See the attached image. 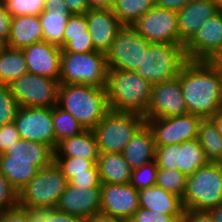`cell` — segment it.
Returning <instances> with one entry per match:
<instances>
[{
	"label": "cell",
	"instance_id": "obj_59",
	"mask_svg": "<svg viewBox=\"0 0 222 222\" xmlns=\"http://www.w3.org/2000/svg\"><path fill=\"white\" fill-rule=\"evenodd\" d=\"M7 1H10V0H0V3L5 4Z\"/></svg>",
	"mask_w": 222,
	"mask_h": 222
},
{
	"label": "cell",
	"instance_id": "obj_18",
	"mask_svg": "<svg viewBox=\"0 0 222 222\" xmlns=\"http://www.w3.org/2000/svg\"><path fill=\"white\" fill-rule=\"evenodd\" d=\"M56 209L85 220L101 210V187H76L67 184Z\"/></svg>",
	"mask_w": 222,
	"mask_h": 222
},
{
	"label": "cell",
	"instance_id": "obj_20",
	"mask_svg": "<svg viewBox=\"0 0 222 222\" xmlns=\"http://www.w3.org/2000/svg\"><path fill=\"white\" fill-rule=\"evenodd\" d=\"M85 15L95 50L106 55L123 24L111 9H89Z\"/></svg>",
	"mask_w": 222,
	"mask_h": 222
},
{
	"label": "cell",
	"instance_id": "obj_2",
	"mask_svg": "<svg viewBox=\"0 0 222 222\" xmlns=\"http://www.w3.org/2000/svg\"><path fill=\"white\" fill-rule=\"evenodd\" d=\"M57 106L85 130H93L110 111L106 88L83 84H59Z\"/></svg>",
	"mask_w": 222,
	"mask_h": 222
},
{
	"label": "cell",
	"instance_id": "obj_53",
	"mask_svg": "<svg viewBox=\"0 0 222 222\" xmlns=\"http://www.w3.org/2000/svg\"><path fill=\"white\" fill-rule=\"evenodd\" d=\"M90 9H111L114 0H86Z\"/></svg>",
	"mask_w": 222,
	"mask_h": 222
},
{
	"label": "cell",
	"instance_id": "obj_7",
	"mask_svg": "<svg viewBox=\"0 0 222 222\" xmlns=\"http://www.w3.org/2000/svg\"><path fill=\"white\" fill-rule=\"evenodd\" d=\"M146 123L135 113L110 110L92 130L100 153H122L134 134Z\"/></svg>",
	"mask_w": 222,
	"mask_h": 222
},
{
	"label": "cell",
	"instance_id": "obj_54",
	"mask_svg": "<svg viewBox=\"0 0 222 222\" xmlns=\"http://www.w3.org/2000/svg\"><path fill=\"white\" fill-rule=\"evenodd\" d=\"M208 62L222 75V49Z\"/></svg>",
	"mask_w": 222,
	"mask_h": 222
},
{
	"label": "cell",
	"instance_id": "obj_46",
	"mask_svg": "<svg viewBox=\"0 0 222 222\" xmlns=\"http://www.w3.org/2000/svg\"><path fill=\"white\" fill-rule=\"evenodd\" d=\"M0 222H30L26 211L17 206L14 209H9L0 212Z\"/></svg>",
	"mask_w": 222,
	"mask_h": 222
},
{
	"label": "cell",
	"instance_id": "obj_38",
	"mask_svg": "<svg viewBox=\"0 0 222 222\" xmlns=\"http://www.w3.org/2000/svg\"><path fill=\"white\" fill-rule=\"evenodd\" d=\"M56 164L60 167L69 181L75 174L87 173L95 164L91 160L79 157H55Z\"/></svg>",
	"mask_w": 222,
	"mask_h": 222
},
{
	"label": "cell",
	"instance_id": "obj_55",
	"mask_svg": "<svg viewBox=\"0 0 222 222\" xmlns=\"http://www.w3.org/2000/svg\"><path fill=\"white\" fill-rule=\"evenodd\" d=\"M213 222H222V204L208 210Z\"/></svg>",
	"mask_w": 222,
	"mask_h": 222
},
{
	"label": "cell",
	"instance_id": "obj_21",
	"mask_svg": "<svg viewBox=\"0 0 222 222\" xmlns=\"http://www.w3.org/2000/svg\"><path fill=\"white\" fill-rule=\"evenodd\" d=\"M219 11L214 0H190L177 12L180 42L185 45L204 22Z\"/></svg>",
	"mask_w": 222,
	"mask_h": 222
},
{
	"label": "cell",
	"instance_id": "obj_37",
	"mask_svg": "<svg viewBox=\"0 0 222 222\" xmlns=\"http://www.w3.org/2000/svg\"><path fill=\"white\" fill-rule=\"evenodd\" d=\"M46 0H10L5 3L6 10L12 17L40 15Z\"/></svg>",
	"mask_w": 222,
	"mask_h": 222
},
{
	"label": "cell",
	"instance_id": "obj_4",
	"mask_svg": "<svg viewBox=\"0 0 222 222\" xmlns=\"http://www.w3.org/2000/svg\"><path fill=\"white\" fill-rule=\"evenodd\" d=\"M187 61L183 44L150 43L136 73L154 85L178 77Z\"/></svg>",
	"mask_w": 222,
	"mask_h": 222
},
{
	"label": "cell",
	"instance_id": "obj_17",
	"mask_svg": "<svg viewBox=\"0 0 222 222\" xmlns=\"http://www.w3.org/2000/svg\"><path fill=\"white\" fill-rule=\"evenodd\" d=\"M139 208V191L130 183L101 184L100 213L129 221Z\"/></svg>",
	"mask_w": 222,
	"mask_h": 222
},
{
	"label": "cell",
	"instance_id": "obj_44",
	"mask_svg": "<svg viewBox=\"0 0 222 222\" xmlns=\"http://www.w3.org/2000/svg\"><path fill=\"white\" fill-rule=\"evenodd\" d=\"M21 139L15 123L0 127V154H3L11 145Z\"/></svg>",
	"mask_w": 222,
	"mask_h": 222
},
{
	"label": "cell",
	"instance_id": "obj_31",
	"mask_svg": "<svg viewBox=\"0 0 222 222\" xmlns=\"http://www.w3.org/2000/svg\"><path fill=\"white\" fill-rule=\"evenodd\" d=\"M197 140L208 162L218 163L222 159V135L210 118H203L199 123Z\"/></svg>",
	"mask_w": 222,
	"mask_h": 222
},
{
	"label": "cell",
	"instance_id": "obj_33",
	"mask_svg": "<svg viewBox=\"0 0 222 222\" xmlns=\"http://www.w3.org/2000/svg\"><path fill=\"white\" fill-rule=\"evenodd\" d=\"M52 119L57 144L69 137L81 134L85 129L70 113L59 108L52 107Z\"/></svg>",
	"mask_w": 222,
	"mask_h": 222
},
{
	"label": "cell",
	"instance_id": "obj_16",
	"mask_svg": "<svg viewBox=\"0 0 222 222\" xmlns=\"http://www.w3.org/2000/svg\"><path fill=\"white\" fill-rule=\"evenodd\" d=\"M222 49V10L208 18L184 45L187 60L209 61Z\"/></svg>",
	"mask_w": 222,
	"mask_h": 222
},
{
	"label": "cell",
	"instance_id": "obj_28",
	"mask_svg": "<svg viewBox=\"0 0 222 222\" xmlns=\"http://www.w3.org/2000/svg\"><path fill=\"white\" fill-rule=\"evenodd\" d=\"M97 166L101 184L130 183L133 169L122 153H100Z\"/></svg>",
	"mask_w": 222,
	"mask_h": 222
},
{
	"label": "cell",
	"instance_id": "obj_27",
	"mask_svg": "<svg viewBox=\"0 0 222 222\" xmlns=\"http://www.w3.org/2000/svg\"><path fill=\"white\" fill-rule=\"evenodd\" d=\"M99 149L92 130H84L81 134L60 141L55 148V157H79L97 164Z\"/></svg>",
	"mask_w": 222,
	"mask_h": 222
},
{
	"label": "cell",
	"instance_id": "obj_32",
	"mask_svg": "<svg viewBox=\"0 0 222 222\" xmlns=\"http://www.w3.org/2000/svg\"><path fill=\"white\" fill-rule=\"evenodd\" d=\"M155 6V0H114L112 12L123 25H132Z\"/></svg>",
	"mask_w": 222,
	"mask_h": 222
},
{
	"label": "cell",
	"instance_id": "obj_11",
	"mask_svg": "<svg viewBox=\"0 0 222 222\" xmlns=\"http://www.w3.org/2000/svg\"><path fill=\"white\" fill-rule=\"evenodd\" d=\"M155 161L158 168L178 169L187 177L208 163L197 138L181 144L156 147Z\"/></svg>",
	"mask_w": 222,
	"mask_h": 222
},
{
	"label": "cell",
	"instance_id": "obj_24",
	"mask_svg": "<svg viewBox=\"0 0 222 222\" xmlns=\"http://www.w3.org/2000/svg\"><path fill=\"white\" fill-rule=\"evenodd\" d=\"M156 144L152 130L145 123L124 148L122 155L132 169L155 160Z\"/></svg>",
	"mask_w": 222,
	"mask_h": 222
},
{
	"label": "cell",
	"instance_id": "obj_58",
	"mask_svg": "<svg viewBox=\"0 0 222 222\" xmlns=\"http://www.w3.org/2000/svg\"><path fill=\"white\" fill-rule=\"evenodd\" d=\"M218 5L219 9L222 10V0H214Z\"/></svg>",
	"mask_w": 222,
	"mask_h": 222
},
{
	"label": "cell",
	"instance_id": "obj_15",
	"mask_svg": "<svg viewBox=\"0 0 222 222\" xmlns=\"http://www.w3.org/2000/svg\"><path fill=\"white\" fill-rule=\"evenodd\" d=\"M187 113L179 77L152 86L145 119L168 118Z\"/></svg>",
	"mask_w": 222,
	"mask_h": 222
},
{
	"label": "cell",
	"instance_id": "obj_26",
	"mask_svg": "<svg viewBox=\"0 0 222 222\" xmlns=\"http://www.w3.org/2000/svg\"><path fill=\"white\" fill-rule=\"evenodd\" d=\"M4 154L9 161H34L38 169L51 165L55 160V150L40 142L19 139Z\"/></svg>",
	"mask_w": 222,
	"mask_h": 222
},
{
	"label": "cell",
	"instance_id": "obj_47",
	"mask_svg": "<svg viewBox=\"0 0 222 222\" xmlns=\"http://www.w3.org/2000/svg\"><path fill=\"white\" fill-rule=\"evenodd\" d=\"M12 16L6 10L5 4L0 3V38L7 42L10 27H11Z\"/></svg>",
	"mask_w": 222,
	"mask_h": 222
},
{
	"label": "cell",
	"instance_id": "obj_12",
	"mask_svg": "<svg viewBox=\"0 0 222 222\" xmlns=\"http://www.w3.org/2000/svg\"><path fill=\"white\" fill-rule=\"evenodd\" d=\"M131 26L150 43L182 44L175 11L154 6Z\"/></svg>",
	"mask_w": 222,
	"mask_h": 222
},
{
	"label": "cell",
	"instance_id": "obj_41",
	"mask_svg": "<svg viewBox=\"0 0 222 222\" xmlns=\"http://www.w3.org/2000/svg\"><path fill=\"white\" fill-rule=\"evenodd\" d=\"M68 184L76 187H101L97 164H95L91 169L87 170V173L75 174L68 181Z\"/></svg>",
	"mask_w": 222,
	"mask_h": 222
},
{
	"label": "cell",
	"instance_id": "obj_13",
	"mask_svg": "<svg viewBox=\"0 0 222 222\" xmlns=\"http://www.w3.org/2000/svg\"><path fill=\"white\" fill-rule=\"evenodd\" d=\"M202 119L201 116L187 113L168 118L145 119V121L152 130L156 147H161L196 139Z\"/></svg>",
	"mask_w": 222,
	"mask_h": 222
},
{
	"label": "cell",
	"instance_id": "obj_56",
	"mask_svg": "<svg viewBox=\"0 0 222 222\" xmlns=\"http://www.w3.org/2000/svg\"><path fill=\"white\" fill-rule=\"evenodd\" d=\"M210 119L214 122L217 131L222 135V109L214 116H211Z\"/></svg>",
	"mask_w": 222,
	"mask_h": 222
},
{
	"label": "cell",
	"instance_id": "obj_30",
	"mask_svg": "<svg viewBox=\"0 0 222 222\" xmlns=\"http://www.w3.org/2000/svg\"><path fill=\"white\" fill-rule=\"evenodd\" d=\"M28 72L22 49L5 47L0 54V85H9Z\"/></svg>",
	"mask_w": 222,
	"mask_h": 222
},
{
	"label": "cell",
	"instance_id": "obj_19",
	"mask_svg": "<svg viewBox=\"0 0 222 222\" xmlns=\"http://www.w3.org/2000/svg\"><path fill=\"white\" fill-rule=\"evenodd\" d=\"M29 73L59 82L62 49L46 41L36 42L22 49Z\"/></svg>",
	"mask_w": 222,
	"mask_h": 222
},
{
	"label": "cell",
	"instance_id": "obj_3",
	"mask_svg": "<svg viewBox=\"0 0 222 222\" xmlns=\"http://www.w3.org/2000/svg\"><path fill=\"white\" fill-rule=\"evenodd\" d=\"M152 86L136 72L108 69L105 88L110 110L144 117Z\"/></svg>",
	"mask_w": 222,
	"mask_h": 222
},
{
	"label": "cell",
	"instance_id": "obj_57",
	"mask_svg": "<svg viewBox=\"0 0 222 222\" xmlns=\"http://www.w3.org/2000/svg\"><path fill=\"white\" fill-rule=\"evenodd\" d=\"M5 47H6V42L0 38V54L2 53Z\"/></svg>",
	"mask_w": 222,
	"mask_h": 222
},
{
	"label": "cell",
	"instance_id": "obj_39",
	"mask_svg": "<svg viewBox=\"0 0 222 222\" xmlns=\"http://www.w3.org/2000/svg\"><path fill=\"white\" fill-rule=\"evenodd\" d=\"M88 36V24L85 14H72L64 29L63 47L70 41V37Z\"/></svg>",
	"mask_w": 222,
	"mask_h": 222
},
{
	"label": "cell",
	"instance_id": "obj_23",
	"mask_svg": "<svg viewBox=\"0 0 222 222\" xmlns=\"http://www.w3.org/2000/svg\"><path fill=\"white\" fill-rule=\"evenodd\" d=\"M139 202L141 208L173 215L182 222L184 208L181 198L157 185L139 190Z\"/></svg>",
	"mask_w": 222,
	"mask_h": 222
},
{
	"label": "cell",
	"instance_id": "obj_14",
	"mask_svg": "<svg viewBox=\"0 0 222 222\" xmlns=\"http://www.w3.org/2000/svg\"><path fill=\"white\" fill-rule=\"evenodd\" d=\"M21 139L56 148L52 108L19 107L14 121Z\"/></svg>",
	"mask_w": 222,
	"mask_h": 222
},
{
	"label": "cell",
	"instance_id": "obj_5",
	"mask_svg": "<svg viewBox=\"0 0 222 222\" xmlns=\"http://www.w3.org/2000/svg\"><path fill=\"white\" fill-rule=\"evenodd\" d=\"M107 74L106 55L101 52H62L59 84L106 87Z\"/></svg>",
	"mask_w": 222,
	"mask_h": 222
},
{
	"label": "cell",
	"instance_id": "obj_8",
	"mask_svg": "<svg viewBox=\"0 0 222 222\" xmlns=\"http://www.w3.org/2000/svg\"><path fill=\"white\" fill-rule=\"evenodd\" d=\"M68 180L54 161L39 169L37 175L18 192L19 207H56Z\"/></svg>",
	"mask_w": 222,
	"mask_h": 222
},
{
	"label": "cell",
	"instance_id": "obj_42",
	"mask_svg": "<svg viewBox=\"0 0 222 222\" xmlns=\"http://www.w3.org/2000/svg\"><path fill=\"white\" fill-rule=\"evenodd\" d=\"M128 222H180L175 216L139 208Z\"/></svg>",
	"mask_w": 222,
	"mask_h": 222
},
{
	"label": "cell",
	"instance_id": "obj_51",
	"mask_svg": "<svg viewBox=\"0 0 222 222\" xmlns=\"http://www.w3.org/2000/svg\"><path fill=\"white\" fill-rule=\"evenodd\" d=\"M48 222H86V220L79 216L56 210L52 217L48 219Z\"/></svg>",
	"mask_w": 222,
	"mask_h": 222
},
{
	"label": "cell",
	"instance_id": "obj_60",
	"mask_svg": "<svg viewBox=\"0 0 222 222\" xmlns=\"http://www.w3.org/2000/svg\"><path fill=\"white\" fill-rule=\"evenodd\" d=\"M221 166V169H222V159L218 162Z\"/></svg>",
	"mask_w": 222,
	"mask_h": 222
},
{
	"label": "cell",
	"instance_id": "obj_49",
	"mask_svg": "<svg viewBox=\"0 0 222 222\" xmlns=\"http://www.w3.org/2000/svg\"><path fill=\"white\" fill-rule=\"evenodd\" d=\"M190 0H155V6L179 12Z\"/></svg>",
	"mask_w": 222,
	"mask_h": 222
},
{
	"label": "cell",
	"instance_id": "obj_34",
	"mask_svg": "<svg viewBox=\"0 0 222 222\" xmlns=\"http://www.w3.org/2000/svg\"><path fill=\"white\" fill-rule=\"evenodd\" d=\"M187 178L188 177L178 169L168 170L159 168L155 185L182 199L186 189Z\"/></svg>",
	"mask_w": 222,
	"mask_h": 222
},
{
	"label": "cell",
	"instance_id": "obj_6",
	"mask_svg": "<svg viewBox=\"0 0 222 222\" xmlns=\"http://www.w3.org/2000/svg\"><path fill=\"white\" fill-rule=\"evenodd\" d=\"M184 209L208 211L222 204V169L219 163L208 162L188 176L181 199Z\"/></svg>",
	"mask_w": 222,
	"mask_h": 222
},
{
	"label": "cell",
	"instance_id": "obj_36",
	"mask_svg": "<svg viewBox=\"0 0 222 222\" xmlns=\"http://www.w3.org/2000/svg\"><path fill=\"white\" fill-rule=\"evenodd\" d=\"M158 166L156 161L147 163L132 170L130 184L138 191L156 184Z\"/></svg>",
	"mask_w": 222,
	"mask_h": 222
},
{
	"label": "cell",
	"instance_id": "obj_25",
	"mask_svg": "<svg viewBox=\"0 0 222 222\" xmlns=\"http://www.w3.org/2000/svg\"><path fill=\"white\" fill-rule=\"evenodd\" d=\"M39 41H43L39 15L12 17L7 47L23 49Z\"/></svg>",
	"mask_w": 222,
	"mask_h": 222
},
{
	"label": "cell",
	"instance_id": "obj_52",
	"mask_svg": "<svg viewBox=\"0 0 222 222\" xmlns=\"http://www.w3.org/2000/svg\"><path fill=\"white\" fill-rule=\"evenodd\" d=\"M86 222H128L119 218H115L103 213L94 214L86 220Z\"/></svg>",
	"mask_w": 222,
	"mask_h": 222
},
{
	"label": "cell",
	"instance_id": "obj_1",
	"mask_svg": "<svg viewBox=\"0 0 222 222\" xmlns=\"http://www.w3.org/2000/svg\"><path fill=\"white\" fill-rule=\"evenodd\" d=\"M178 77L188 113L210 118L222 109V75L208 61L188 60Z\"/></svg>",
	"mask_w": 222,
	"mask_h": 222
},
{
	"label": "cell",
	"instance_id": "obj_43",
	"mask_svg": "<svg viewBox=\"0 0 222 222\" xmlns=\"http://www.w3.org/2000/svg\"><path fill=\"white\" fill-rule=\"evenodd\" d=\"M96 51L88 31V36L70 37V41L62 48V52L87 53Z\"/></svg>",
	"mask_w": 222,
	"mask_h": 222
},
{
	"label": "cell",
	"instance_id": "obj_22",
	"mask_svg": "<svg viewBox=\"0 0 222 222\" xmlns=\"http://www.w3.org/2000/svg\"><path fill=\"white\" fill-rule=\"evenodd\" d=\"M63 0H46L43 12L39 15L43 29V41L63 48L64 29L71 16Z\"/></svg>",
	"mask_w": 222,
	"mask_h": 222
},
{
	"label": "cell",
	"instance_id": "obj_9",
	"mask_svg": "<svg viewBox=\"0 0 222 222\" xmlns=\"http://www.w3.org/2000/svg\"><path fill=\"white\" fill-rule=\"evenodd\" d=\"M9 87L20 107L52 108L57 105V80L27 72Z\"/></svg>",
	"mask_w": 222,
	"mask_h": 222
},
{
	"label": "cell",
	"instance_id": "obj_29",
	"mask_svg": "<svg viewBox=\"0 0 222 222\" xmlns=\"http://www.w3.org/2000/svg\"><path fill=\"white\" fill-rule=\"evenodd\" d=\"M0 170L18 192L39 171L34 165V161H9V157L4 153L0 154Z\"/></svg>",
	"mask_w": 222,
	"mask_h": 222
},
{
	"label": "cell",
	"instance_id": "obj_40",
	"mask_svg": "<svg viewBox=\"0 0 222 222\" xmlns=\"http://www.w3.org/2000/svg\"><path fill=\"white\" fill-rule=\"evenodd\" d=\"M18 206V191L9 183L0 170V212Z\"/></svg>",
	"mask_w": 222,
	"mask_h": 222
},
{
	"label": "cell",
	"instance_id": "obj_45",
	"mask_svg": "<svg viewBox=\"0 0 222 222\" xmlns=\"http://www.w3.org/2000/svg\"><path fill=\"white\" fill-rule=\"evenodd\" d=\"M30 222H48L57 210L56 207H22Z\"/></svg>",
	"mask_w": 222,
	"mask_h": 222
},
{
	"label": "cell",
	"instance_id": "obj_48",
	"mask_svg": "<svg viewBox=\"0 0 222 222\" xmlns=\"http://www.w3.org/2000/svg\"><path fill=\"white\" fill-rule=\"evenodd\" d=\"M182 222H213L208 211L184 209Z\"/></svg>",
	"mask_w": 222,
	"mask_h": 222
},
{
	"label": "cell",
	"instance_id": "obj_10",
	"mask_svg": "<svg viewBox=\"0 0 222 222\" xmlns=\"http://www.w3.org/2000/svg\"><path fill=\"white\" fill-rule=\"evenodd\" d=\"M149 45L132 26L123 25L106 54L108 69L136 72Z\"/></svg>",
	"mask_w": 222,
	"mask_h": 222
},
{
	"label": "cell",
	"instance_id": "obj_50",
	"mask_svg": "<svg viewBox=\"0 0 222 222\" xmlns=\"http://www.w3.org/2000/svg\"><path fill=\"white\" fill-rule=\"evenodd\" d=\"M71 14H86L89 6L86 0H63Z\"/></svg>",
	"mask_w": 222,
	"mask_h": 222
},
{
	"label": "cell",
	"instance_id": "obj_35",
	"mask_svg": "<svg viewBox=\"0 0 222 222\" xmlns=\"http://www.w3.org/2000/svg\"><path fill=\"white\" fill-rule=\"evenodd\" d=\"M19 107L9 85H0V127L15 121Z\"/></svg>",
	"mask_w": 222,
	"mask_h": 222
}]
</instances>
